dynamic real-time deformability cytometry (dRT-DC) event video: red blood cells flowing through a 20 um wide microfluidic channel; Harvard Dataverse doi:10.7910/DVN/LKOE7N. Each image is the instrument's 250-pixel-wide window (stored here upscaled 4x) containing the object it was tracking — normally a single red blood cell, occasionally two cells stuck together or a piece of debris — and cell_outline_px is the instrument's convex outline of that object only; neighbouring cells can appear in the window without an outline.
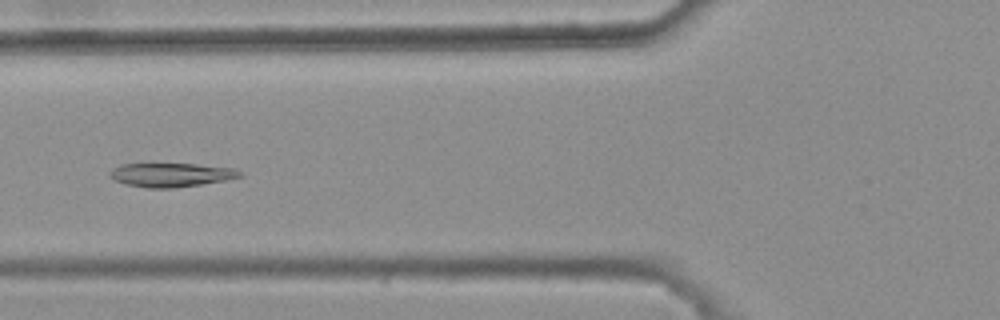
{"species": "common noctule bat (a hibernating species)", "species_latin": "Nyctalus noctula", "temperature_condition": "warm", "stored_images_in_passage": 6, "camera_frame_rate_fps": 3000, "um_per_image_px": 0.085, "animal": {"sex": "female", "body_mass_g": 25.1}, "frame": {"image": 1, "passage_image": 6, "time_ms": 1.667, "image_size_px": [1000, 320], "cell_outline_px": [[244, 176], [224, 180], [176, 188], [148, 188], [128, 184], [116, 180], [108, 176], [112, 168], [124, 164], [196, 164], [236, 168]], "centroid_in_image_um": [14.57, 14.86], "position_along_channel_um": 111.2, "area_um2": 17.92}}